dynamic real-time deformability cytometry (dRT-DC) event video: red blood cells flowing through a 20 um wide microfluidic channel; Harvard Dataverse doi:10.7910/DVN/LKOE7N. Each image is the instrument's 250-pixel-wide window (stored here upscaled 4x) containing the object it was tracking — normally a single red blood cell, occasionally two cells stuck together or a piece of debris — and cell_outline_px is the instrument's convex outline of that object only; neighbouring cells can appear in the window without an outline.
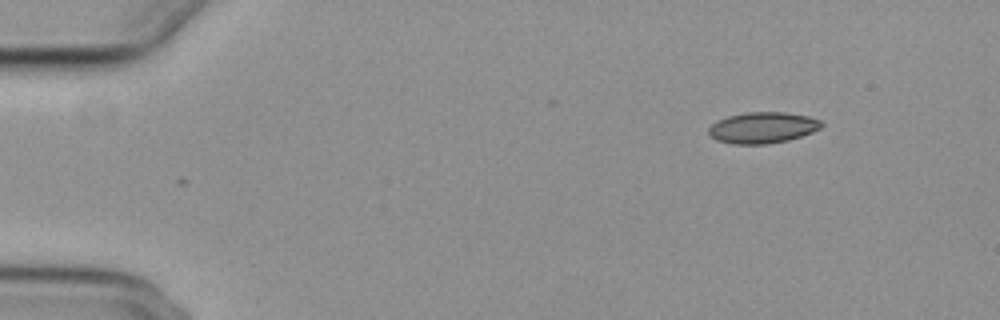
{"species": "common noctule bat (a hibernating species)", "species_latin": "Nyctalus noctula", "temperature_condition": "cold", "stored_images_in_passage": 6, "camera_frame_rate_fps": 3000, "um_per_image_px": 0.085, "animal": {"sex": "female", "body_mass_g": 29.2, "forearm_length_mm": 56.3}, "frame": {"image": 1, "passage_image": 1, "time_ms": 0.0, "image_size_px": [1000, 320], "cell_outline_px": [[824, 124], [820, 128], [812, 132], [788, 140], [768, 144], [732, 144], [716, 140], [708, 136], [708, 128], [716, 120], [728, 116], [748, 112], [784, 112], [808, 116], [820, 120]], "centroid_in_image_um": [64.79, 10.85], "position_along_channel_um": 20.2, "area_um2": 20.58}}